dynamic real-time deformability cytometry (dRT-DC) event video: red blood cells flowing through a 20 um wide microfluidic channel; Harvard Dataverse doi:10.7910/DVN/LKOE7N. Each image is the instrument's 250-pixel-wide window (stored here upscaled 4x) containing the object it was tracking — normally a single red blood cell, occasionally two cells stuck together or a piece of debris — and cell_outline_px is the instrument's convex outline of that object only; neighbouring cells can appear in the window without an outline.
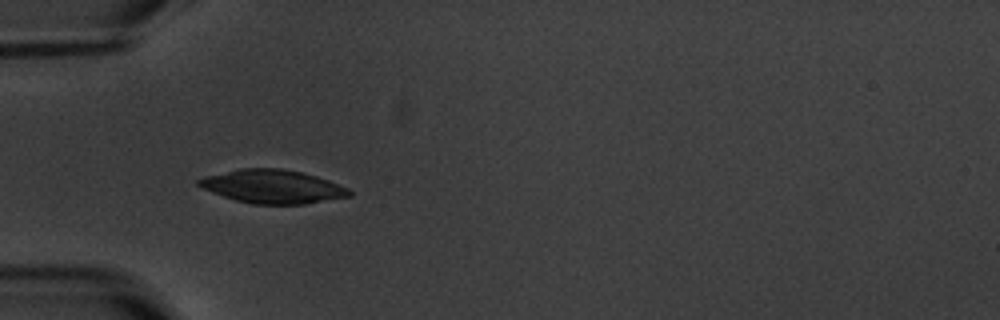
{"species": "common noctule bat (a hibernating species)", "species_latin": "Nyctalus noctula", "temperature_condition": "warm", "stored_images_in_passage": 6, "camera_frame_rate_fps": 3000, "um_per_image_px": 0.085, "animal": {"sex": "male", "body_mass_g": 20.1, "forearm_length_mm": 53.5}, "frame": {"image": 1, "passage_image": 6, "time_ms": 6.333, "image_size_px": [1000, 320], "cell_outline_px": [[352, 196], [304, 204], [252, 204], [236, 200], [212, 192], [196, 184], [196, 180], [204, 176], [240, 168], [280, 168], [304, 172], [328, 180], [348, 188], [352, 192]], "centroid_in_image_um": [23.18, 15.85], "position_along_channel_um": 61.8, "area_um2": 29.42}}